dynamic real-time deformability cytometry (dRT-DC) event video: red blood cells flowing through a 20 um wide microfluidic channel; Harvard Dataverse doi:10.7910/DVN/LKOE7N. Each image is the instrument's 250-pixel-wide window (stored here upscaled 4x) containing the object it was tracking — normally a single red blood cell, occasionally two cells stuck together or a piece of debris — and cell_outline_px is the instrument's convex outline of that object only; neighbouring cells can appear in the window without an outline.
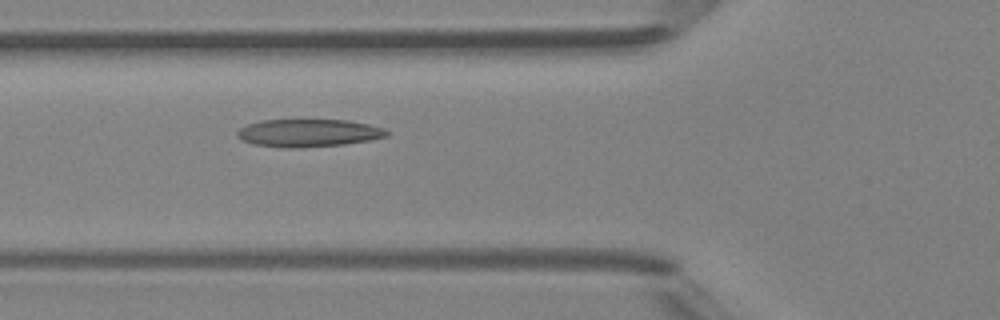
{"species": "Egyptian fruit bat (a non-hibernating species)", "species_latin": "Rousettus aegyptiacus", "temperature_condition": "room temperature", "stored_images_in_passage": 2, "camera_frame_rate_fps": 3000, "um_per_image_px": 0.085, "animal": {"sex": "female"}, "frame": {"image": 1, "passage_image": 2, "time_ms": 1.0, "image_size_px": [1000, 320], "cell_outline_px": [[388, 136], [372, 140], [344, 144], [300, 148], [288, 148], [256, 144], [244, 140], [236, 136], [236, 132], [240, 128], [248, 124], [260, 120], [348, 120], [368, 124], [384, 128], [388, 132]], "centroid_in_image_um": [26.25, 11.3], "position_along_channel_um": 99.6, "area_um2": 24.1}}